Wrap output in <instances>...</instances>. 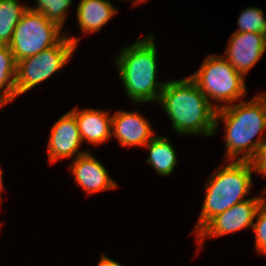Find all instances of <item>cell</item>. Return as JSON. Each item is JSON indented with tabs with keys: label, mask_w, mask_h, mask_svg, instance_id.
I'll list each match as a JSON object with an SVG mask.
<instances>
[{
	"label": "cell",
	"mask_w": 266,
	"mask_h": 266,
	"mask_svg": "<svg viewBox=\"0 0 266 266\" xmlns=\"http://www.w3.org/2000/svg\"><path fill=\"white\" fill-rule=\"evenodd\" d=\"M159 104L181 135H215V118L219 104H212L190 78L166 81Z\"/></svg>",
	"instance_id": "obj_1"
},
{
	"label": "cell",
	"mask_w": 266,
	"mask_h": 266,
	"mask_svg": "<svg viewBox=\"0 0 266 266\" xmlns=\"http://www.w3.org/2000/svg\"><path fill=\"white\" fill-rule=\"evenodd\" d=\"M220 120L226 131L223 135L226 161H234L237 155L242 156L236 161H249L257 147L266 139L261 136L266 129V93L261 92L249 102L240 101L217 109L215 128Z\"/></svg>",
	"instance_id": "obj_2"
},
{
	"label": "cell",
	"mask_w": 266,
	"mask_h": 266,
	"mask_svg": "<svg viewBox=\"0 0 266 266\" xmlns=\"http://www.w3.org/2000/svg\"><path fill=\"white\" fill-rule=\"evenodd\" d=\"M156 51L154 36L147 35L146 38L122 48L115 60L125 92L137 104L150 101L158 103L166 84L156 80Z\"/></svg>",
	"instance_id": "obj_3"
},
{
	"label": "cell",
	"mask_w": 266,
	"mask_h": 266,
	"mask_svg": "<svg viewBox=\"0 0 266 266\" xmlns=\"http://www.w3.org/2000/svg\"><path fill=\"white\" fill-rule=\"evenodd\" d=\"M252 166L249 161H231L213 173L206 184L203 207L196 222L198 233L213 217L247 199L253 186Z\"/></svg>",
	"instance_id": "obj_4"
},
{
	"label": "cell",
	"mask_w": 266,
	"mask_h": 266,
	"mask_svg": "<svg viewBox=\"0 0 266 266\" xmlns=\"http://www.w3.org/2000/svg\"><path fill=\"white\" fill-rule=\"evenodd\" d=\"M189 77L210 103L212 100L223 103L219 105V109L231 105L247 94L244 76L236 71L225 56H207L198 70Z\"/></svg>",
	"instance_id": "obj_5"
},
{
	"label": "cell",
	"mask_w": 266,
	"mask_h": 266,
	"mask_svg": "<svg viewBox=\"0 0 266 266\" xmlns=\"http://www.w3.org/2000/svg\"><path fill=\"white\" fill-rule=\"evenodd\" d=\"M62 27L48 20L42 13L27 9L14 29L8 45L15 61H20L57 45L65 34Z\"/></svg>",
	"instance_id": "obj_6"
},
{
	"label": "cell",
	"mask_w": 266,
	"mask_h": 266,
	"mask_svg": "<svg viewBox=\"0 0 266 266\" xmlns=\"http://www.w3.org/2000/svg\"><path fill=\"white\" fill-rule=\"evenodd\" d=\"M79 38L65 36L57 45L17 61L16 97L47 80L69 61Z\"/></svg>",
	"instance_id": "obj_7"
},
{
	"label": "cell",
	"mask_w": 266,
	"mask_h": 266,
	"mask_svg": "<svg viewBox=\"0 0 266 266\" xmlns=\"http://www.w3.org/2000/svg\"><path fill=\"white\" fill-rule=\"evenodd\" d=\"M265 201L266 195L250 197L216 215L197 233L198 244L201 245L207 237H219L252 227L256 213Z\"/></svg>",
	"instance_id": "obj_8"
},
{
	"label": "cell",
	"mask_w": 266,
	"mask_h": 266,
	"mask_svg": "<svg viewBox=\"0 0 266 266\" xmlns=\"http://www.w3.org/2000/svg\"><path fill=\"white\" fill-rule=\"evenodd\" d=\"M266 51V35L254 32H233L229 38L226 60L237 72L246 75Z\"/></svg>",
	"instance_id": "obj_9"
},
{
	"label": "cell",
	"mask_w": 266,
	"mask_h": 266,
	"mask_svg": "<svg viewBox=\"0 0 266 266\" xmlns=\"http://www.w3.org/2000/svg\"><path fill=\"white\" fill-rule=\"evenodd\" d=\"M50 139L48 140V160L52 164L58 160L75 158L87 151H78L82 139L78 129L75 116L68 111L59 118L51 128Z\"/></svg>",
	"instance_id": "obj_10"
},
{
	"label": "cell",
	"mask_w": 266,
	"mask_h": 266,
	"mask_svg": "<svg viewBox=\"0 0 266 266\" xmlns=\"http://www.w3.org/2000/svg\"><path fill=\"white\" fill-rule=\"evenodd\" d=\"M69 167L75 181L88 195L118 187L103 164L88 151L74 158Z\"/></svg>",
	"instance_id": "obj_11"
},
{
	"label": "cell",
	"mask_w": 266,
	"mask_h": 266,
	"mask_svg": "<svg viewBox=\"0 0 266 266\" xmlns=\"http://www.w3.org/2000/svg\"><path fill=\"white\" fill-rule=\"evenodd\" d=\"M148 119L138 111L118 110L112 115V135L122 147L145 146L155 135Z\"/></svg>",
	"instance_id": "obj_12"
},
{
	"label": "cell",
	"mask_w": 266,
	"mask_h": 266,
	"mask_svg": "<svg viewBox=\"0 0 266 266\" xmlns=\"http://www.w3.org/2000/svg\"><path fill=\"white\" fill-rule=\"evenodd\" d=\"M76 118L82 141L90 144H101L112 136V115L110 111L97 109L78 110L77 107L70 111Z\"/></svg>",
	"instance_id": "obj_13"
},
{
	"label": "cell",
	"mask_w": 266,
	"mask_h": 266,
	"mask_svg": "<svg viewBox=\"0 0 266 266\" xmlns=\"http://www.w3.org/2000/svg\"><path fill=\"white\" fill-rule=\"evenodd\" d=\"M117 13L109 0H80L77 7V20L84 33H97Z\"/></svg>",
	"instance_id": "obj_14"
},
{
	"label": "cell",
	"mask_w": 266,
	"mask_h": 266,
	"mask_svg": "<svg viewBox=\"0 0 266 266\" xmlns=\"http://www.w3.org/2000/svg\"><path fill=\"white\" fill-rule=\"evenodd\" d=\"M145 146L149 151L146 163L153 166L156 173L162 177L171 175L177 164V158L175 148L169 139L155 135Z\"/></svg>",
	"instance_id": "obj_15"
},
{
	"label": "cell",
	"mask_w": 266,
	"mask_h": 266,
	"mask_svg": "<svg viewBox=\"0 0 266 266\" xmlns=\"http://www.w3.org/2000/svg\"><path fill=\"white\" fill-rule=\"evenodd\" d=\"M16 67L9 46L0 45V108L16 98Z\"/></svg>",
	"instance_id": "obj_16"
},
{
	"label": "cell",
	"mask_w": 266,
	"mask_h": 266,
	"mask_svg": "<svg viewBox=\"0 0 266 266\" xmlns=\"http://www.w3.org/2000/svg\"><path fill=\"white\" fill-rule=\"evenodd\" d=\"M28 6L18 0H0V45H9L14 29Z\"/></svg>",
	"instance_id": "obj_17"
},
{
	"label": "cell",
	"mask_w": 266,
	"mask_h": 266,
	"mask_svg": "<svg viewBox=\"0 0 266 266\" xmlns=\"http://www.w3.org/2000/svg\"><path fill=\"white\" fill-rule=\"evenodd\" d=\"M235 32H254L266 35V18L259 7H249L242 11L237 21Z\"/></svg>",
	"instance_id": "obj_18"
},
{
	"label": "cell",
	"mask_w": 266,
	"mask_h": 266,
	"mask_svg": "<svg viewBox=\"0 0 266 266\" xmlns=\"http://www.w3.org/2000/svg\"><path fill=\"white\" fill-rule=\"evenodd\" d=\"M37 6L29 9L42 13L48 20L63 26L66 19V11L72 4V0H36Z\"/></svg>",
	"instance_id": "obj_19"
},
{
	"label": "cell",
	"mask_w": 266,
	"mask_h": 266,
	"mask_svg": "<svg viewBox=\"0 0 266 266\" xmlns=\"http://www.w3.org/2000/svg\"><path fill=\"white\" fill-rule=\"evenodd\" d=\"M252 226L255 232V246L258 253L266 255V201L258 209Z\"/></svg>",
	"instance_id": "obj_20"
},
{
	"label": "cell",
	"mask_w": 266,
	"mask_h": 266,
	"mask_svg": "<svg viewBox=\"0 0 266 266\" xmlns=\"http://www.w3.org/2000/svg\"><path fill=\"white\" fill-rule=\"evenodd\" d=\"M252 170L266 177V139L257 147L254 156L249 160Z\"/></svg>",
	"instance_id": "obj_21"
},
{
	"label": "cell",
	"mask_w": 266,
	"mask_h": 266,
	"mask_svg": "<svg viewBox=\"0 0 266 266\" xmlns=\"http://www.w3.org/2000/svg\"><path fill=\"white\" fill-rule=\"evenodd\" d=\"M98 266H122V265L116 262L115 260L110 259L105 254H102Z\"/></svg>",
	"instance_id": "obj_22"
},
{
	"label": "cell",
	"mask_w": 266,
	"mask_h": 266,
	"mask_svg": "<svg viewBox=\"0 0 266 266\" xmlns=\"http://www.w3.org/2000/svg\"><path fill=\"white\" fill-rule=\"evenodd\" d=\"M3 176H2V169L0 167V195H1V190L3 189ZM0 201H1V196H0Z\"/></svg>",
	"instance_id": "obj_23"
},
{
	"label": "cell",
	"mask_w": 266,
	"mask_h": 266,
	"mask_svg": "<svg viewBox=\"0 0 266 266\" xmlns=\"http://www.w3.org/2000/svg\"><path fill=\"white\" fill-rule=\"evenodd\" d=\"M134 2H135L134 4H137V2H138V3H139V2H142V0H135Z\"/></svg>",
	"instance_id": "obj_24"
},
{
	"label": "cell",
	"mask_w": 266,
	"mask_h": 266,
	"mask_svg": "<svg viewBox=\"0 0 266 266\" xmlns=\"http://www.w3.org/2000/svg\"><path fill=\"white\" fill-rule=\"evenodd\" d=\"M263 191H264V192H263V193H261V194H263V195H264V194H266V189H265V188H264V190H263Z\"/></svg>",
	"instance_id": "obj_25"
}]
</instances>
